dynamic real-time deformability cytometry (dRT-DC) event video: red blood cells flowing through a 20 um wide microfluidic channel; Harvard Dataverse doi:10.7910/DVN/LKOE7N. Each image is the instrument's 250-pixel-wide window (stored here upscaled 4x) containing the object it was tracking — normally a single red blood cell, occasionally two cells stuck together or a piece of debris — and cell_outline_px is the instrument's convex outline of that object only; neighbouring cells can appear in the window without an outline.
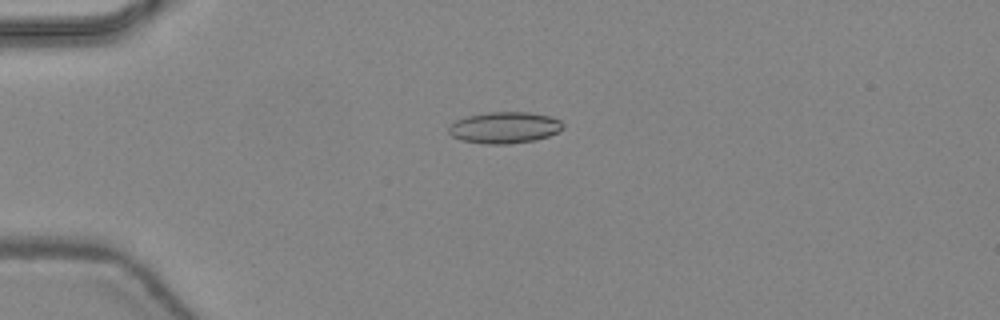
{"species": "common noctule bat (a hibernating species)", "species_latin": "Nyctalus noctula", "temperature_condition": "warm", "stored_images_in_passage": 19, "camera_frame_rate_fps": 3000, "um_per_image_px": 0.085, "animal": {"sex": "female", "body_mass_g": 24.6, "forearm_length_mm": 56.2}, "frame": {"image": 1, "passage_image": 13, "time_ms": 4.0, "image_size_px": [1000, 320], "cell_outline_px": [[564, 128], [548, 136], [536, 140], [508, 144], [488, 144], [460, 140], [452, 136], [448, 132], [448, 124], [456, 120], [468, 116], [488, 112], [528, 112], [548, 116], [560, 120], [564, 124]], "centroid_in_image_um": [42.86, 10.85], "position_along_channel_um": 42.1, "area_um2": 20.98}}